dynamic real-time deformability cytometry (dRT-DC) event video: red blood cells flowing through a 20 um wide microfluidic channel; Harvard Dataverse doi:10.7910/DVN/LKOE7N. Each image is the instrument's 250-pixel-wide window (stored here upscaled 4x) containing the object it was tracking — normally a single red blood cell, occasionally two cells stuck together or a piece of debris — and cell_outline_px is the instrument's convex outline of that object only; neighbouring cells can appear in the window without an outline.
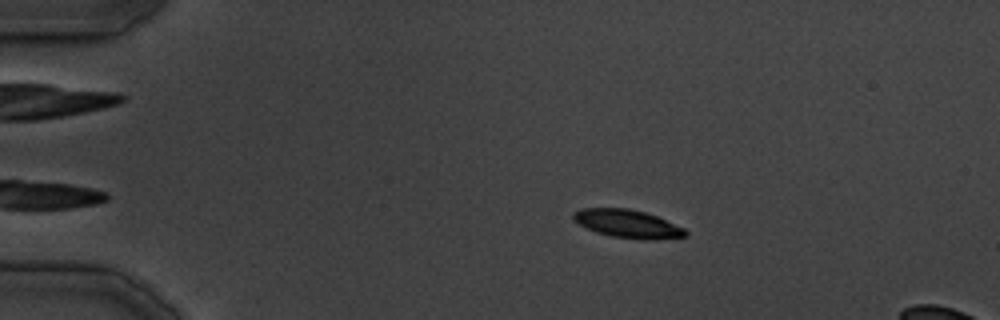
{"species": "common noctule bat (a hibernating species)", "species_latin": "Nyctalus noctula", "temperature_condition": "cold", "stored_images_in_passage": 8, "camera_frame_rate_fps": 3000, "um_per_image_px": 0.085, "animal": {"sex": "male", "body_mass_g": 19.5, "forearm_length_mm": 54.6}, "frame": {"image": 1, "passage_image": 2, "time_ms": 1.333, "image_size_px": [1000, 320], "cell_outline_px": [[688, 236], [652, 240], [640, 240], [612, 236], [596, 232], [572, 220], [572, 212], [580, 208], [628, 208], [644, 212], [656, 216], [684, 228], [688, 232]], "centroid_in_image_um": [53.33, 19.02], "position_along_channel_um": 31.7, "area_um2": 18.44}}